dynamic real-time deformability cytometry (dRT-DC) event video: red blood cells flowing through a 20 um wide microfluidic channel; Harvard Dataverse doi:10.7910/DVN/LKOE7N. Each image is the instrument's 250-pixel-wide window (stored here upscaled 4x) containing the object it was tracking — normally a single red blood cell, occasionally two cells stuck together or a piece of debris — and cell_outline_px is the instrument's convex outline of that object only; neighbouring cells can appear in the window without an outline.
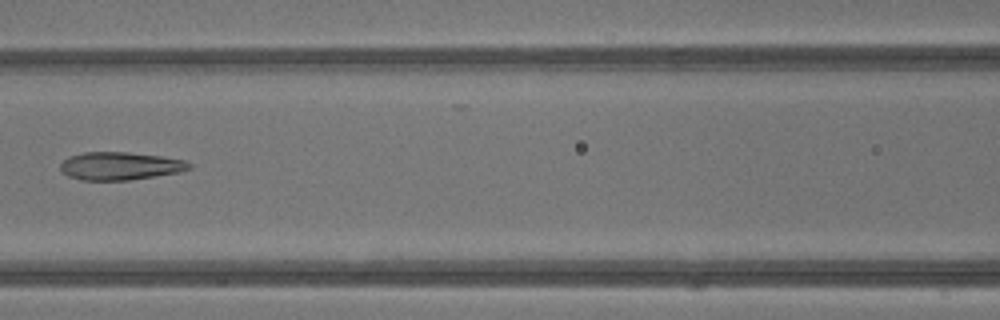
{"species": "common noctule bat (a hibernating species)", "species_latin": "Nyctalus noctula", "temperature_condition": "warm", "stored_images_in_passage": 31, "camera_frame_rate_fps": 3000, "um_per_image_px": 0.085, "animal": {"sex": "male", "body_mass_g": 13.3}, "frame": {"image": 1, "passage_image": 7, "time_ms": 2.0, "image_size_px": [1000, 320], "cell_outline_px": [[192, 168], [180, 172], [156, 176], [128, 180], [84, 180], [68, 176], [60, 168], [60, 164], [64, 160], [72, 156], [84, 152], [128, 152], [160, 156], [184, 160], [192, 164]], "centroid_in_image_um": [10.25, 14.11], "position_along_channel_um": 156.4, "area_um2": 20.81}}
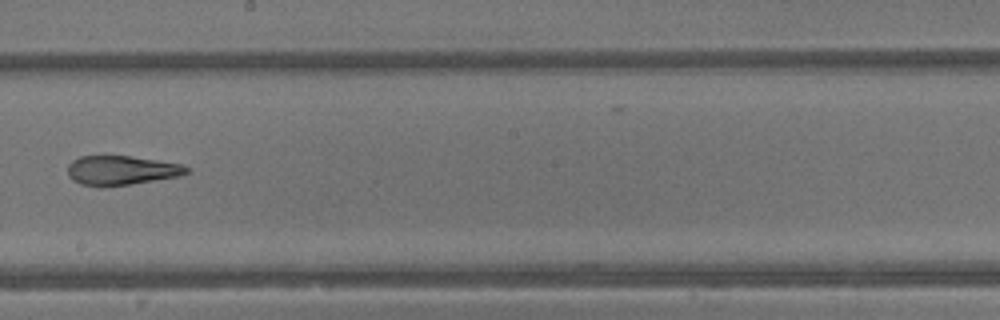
{"frame": {"image": 2, "passage_image": 12, "time_ms": 3.667, "image_size_px": [1000, 320], "cell_outline_px": [[188, 172], [180, 176], [128, 184], [100, 188], [96, 188], [80, 184], [72, 180], [68, 176], [68, 164], [72, 160], [80, 156], [132, 156], [184, 164], [188, 168]], "centroid_in_image_um": [10.27, 14.49], "position_along_channel_um": 237.9, "area_um2": 20.58}}
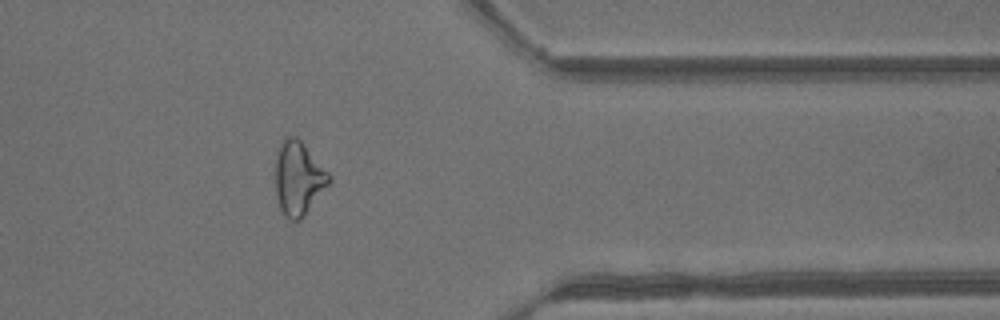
{"frame": {"image": 3, "passage_image": 22, "time_ms": 7.0, "image_size_px": [1000, 320], "cell_outline_px": [[332, 180], [300, 220], [288, 220], [284, 216], [280, 208], [276, 192], [276, 156], [280, 144], [284, 136], [296, 136], [300, 140], [332, 176]], "centroid_in_image_um": [25.36, 15.15], "position_along_channel_um": 386.0, "area_um2": 22.83}}